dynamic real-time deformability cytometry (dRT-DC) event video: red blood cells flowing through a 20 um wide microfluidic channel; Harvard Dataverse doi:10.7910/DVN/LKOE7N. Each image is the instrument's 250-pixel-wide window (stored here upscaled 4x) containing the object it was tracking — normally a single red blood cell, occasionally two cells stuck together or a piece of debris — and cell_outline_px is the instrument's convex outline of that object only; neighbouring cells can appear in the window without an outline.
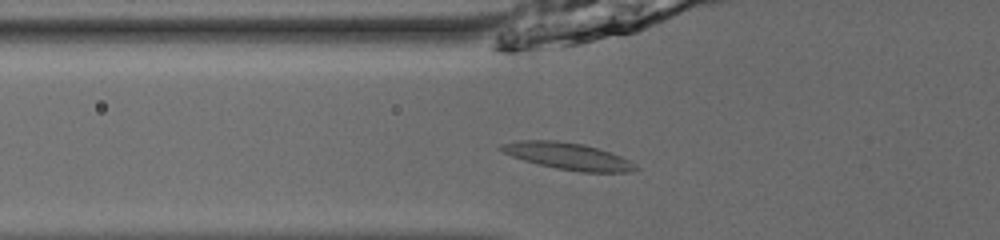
{"species": "common noctule bat (a hibernating species)", "species_latin": "Nyctalus noctula", "temperature_condition": "room temperature", "stored_images_in_passage": 40, "camera_frame_rate_fps": 3000, "um_per_image_px": 0.085, "animal": {"sex": "male", "body_mass_g": 13.0, "forearm_length_mm": 53.1}, "frame": {"image": 1, "passage_image": 8, "time_ms": 2.333, "image_size_px": [1000, 240], "cell_outline_px": [[640, 168], [628, 172], [580, 172], [556, 168], [524, 160], [512, 156], [496, 148], [500, 144], [516, 140], [556, 140], [584, 144], [620, 156], [628, 160]], "centroid_in_image_um": [48.22, 13.26], "position_along_channel_um": 77.6, "area_um2": 20.87}}
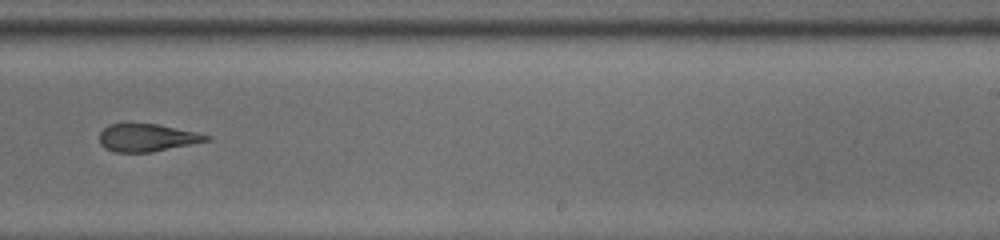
{"frame": {"image": 2, "passage_image": 23, "time_ms": 7.333, "image_size_px": [1000, 240], "cell_outline_px": [[212, 140], [152, 152], [116, 152], [104, 148], [100, 144], [100, 132], [108, 124], [156, 124], [196, 132], [212, 136]], "centroid_in_image_um": [12.51, 11.71], "position_along_channel_um": 276.5, "area_um2": 17.17}}
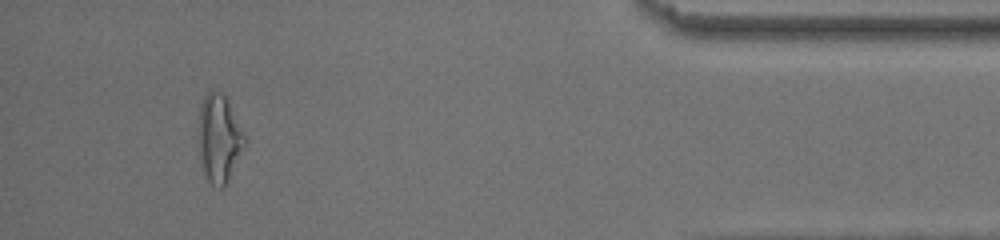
{"frame": {"image": 3, "passage_image": 37, "time_ms": 12.0, "image_size_px": [1000, 240], "cell_outline_px": [[248, 140], [228, 184], [224, 188], [220, 188], [212, 184], [208, 180], [204, 172], [200, 160], [200, 108], [204, 96], [208, 92], [220, 92], [228, 100]], "centroid_in_image_um": [18.69, 11.83], "position_along_channel_um": 416.5, "area_um2": 23.58}, "authors_computed_cell_mechanics": {"area_um2": 18.9295, "velocity_mm_per_s": 3.9591, "shape_relaxation_time_tau1_ms": 8.1452, "shape_relaxation_time_tau2_ms": 2.3622, "deformation_change_tau1": 0.2183, "deformation_change_tau2": 0.0999}}